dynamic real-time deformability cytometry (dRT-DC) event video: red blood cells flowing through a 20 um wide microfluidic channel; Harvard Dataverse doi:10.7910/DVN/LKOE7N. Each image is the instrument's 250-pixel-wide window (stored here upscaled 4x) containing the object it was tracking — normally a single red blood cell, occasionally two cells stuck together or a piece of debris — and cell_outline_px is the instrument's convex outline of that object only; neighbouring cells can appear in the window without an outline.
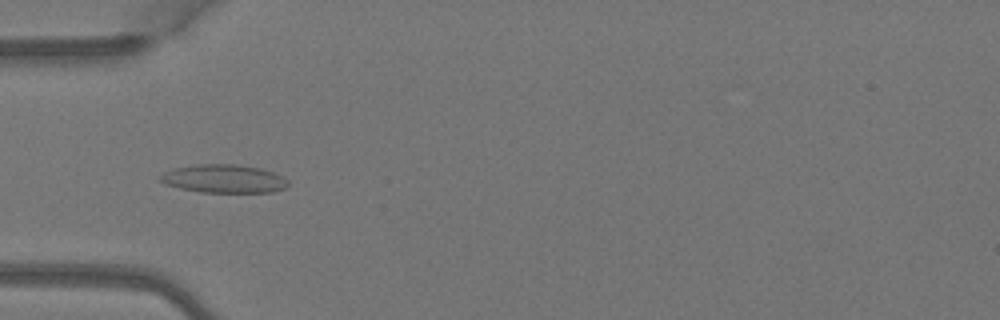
{"species": "Egyptian fruit bat (a non-hibernating species)", "species_latin": "Rousettus aegyptiacus", "temperature_condition": "warm", "stored_images_in_passage": 4, "camera_frame_rate_fps": 3000, "um_per_image_px": 0.085, "animal": {"sex": "female"}, "frame": {"image": 1, "passage_image": 4, "time_ms": 1.0, "image_size_px": [1000, 320], "cell_outline_px": [[288, 184], [284, 188], [272, 192], [200, 192], [180, 188], [164, 184], [156, 180], [156, 176], [164, 172], [176, 168], [196, 164], [236, 164], [260, 168], [272, 172], [288, 180]], "centroid_in_image_um": [18.95, 15.19], "position_along_channel_um": 66.1, "area_um2": 21.15}}